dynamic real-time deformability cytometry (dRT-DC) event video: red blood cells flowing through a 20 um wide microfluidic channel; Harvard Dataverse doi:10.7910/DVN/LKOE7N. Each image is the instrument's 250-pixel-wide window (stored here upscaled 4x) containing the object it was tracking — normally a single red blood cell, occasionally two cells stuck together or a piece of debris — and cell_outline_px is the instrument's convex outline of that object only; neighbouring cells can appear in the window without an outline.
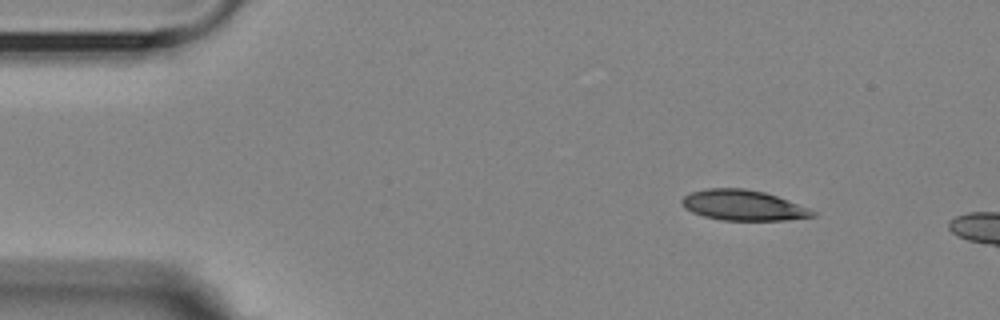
{"species": "Egyptian fruit bat (a non-hibernating species)", "species_latin": "Rousettus aegyptiacus", "temperature_condition": "room temperature", "stored_images_in_passage": 4, "camera_frame_rate_fps": 3000, "um_per_image_px": 0.085, "animal": {"sex": "female"}, "frame": {"image": 1, "passage_image": 1, "time_ms": 0.0, "image_size_px": [1000, 320], "cell_outline_px": [[816, 216], [784, 220], [724, 220], [704, 216], [692, 212], [684, 208], [680, 200], [684, 196], [692, 192], [704, 188], [744, 188], [764, 192], [776, 196], [816, 212]], "centroid_in_image_um": [63.11, 17.44], "position_along_channel_um": 21.9, "area_um2": 22.89}}